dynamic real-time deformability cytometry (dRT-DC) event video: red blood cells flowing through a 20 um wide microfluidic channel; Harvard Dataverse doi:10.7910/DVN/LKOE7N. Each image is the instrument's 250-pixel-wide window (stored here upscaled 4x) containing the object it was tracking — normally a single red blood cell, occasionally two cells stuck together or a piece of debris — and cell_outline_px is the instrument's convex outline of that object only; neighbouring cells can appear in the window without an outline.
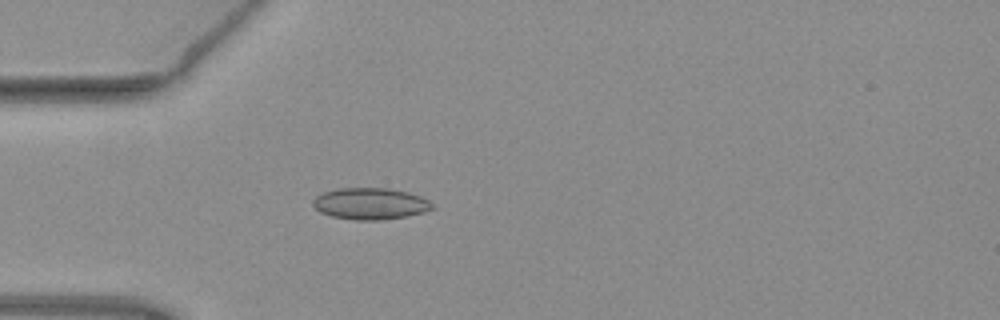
{"species": "common noctule bat (a hibernating species)", "species_latin": "Nyctalus noctula", "temperature_condition": "warm", "stored_images_in_passage": 39, "camera_frame_rate_fps": 3000, "um_per_image_px": 0.085, "animal": {"sex": "female", "body_mass_g": 19.3, "forearm_length_mm": 54.1}, "frame": {"image": 1, "passage_image": 3, "time_ms": 0.667, "image_size_px": [1000, 320], "cell_outline_px": [[436, 208], [424, 212], [408, 216], [380, 220], [356, 220], [332, 216], [320, 212], [312, 204], [312, 200], [316, 196], [324, 192], [340, 188], [388, 188], [408, 192], [420, 196], [428, 200]], "centroid_in_image_um": [31.49, 17.31], "position_along_channel_um": 53.5, "area_um2": 21.96}}
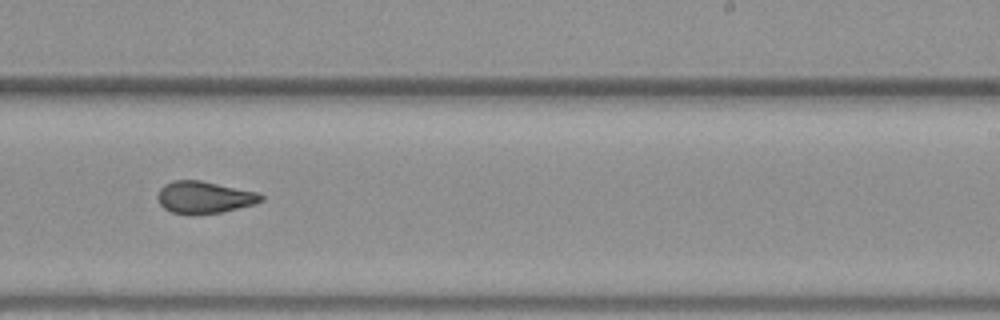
{"frame": {"image": 2, "passage_image": 20, "time_ms": 6.333, "image_size_px": [1000, 320], "cell_outline_px": [[264, 200], [256, 204], [220, 212], [192, 216], [172, 212], [164, 208], [160, 204], [156, 196], [160, 188], [164, 184], [172, 180], [200, 180], [256, 192], [264, 196]], "centroid_in_image_um": [17.33, 16.78], "position_along_channel_um": 271.7, "area_um2": 19.54}}
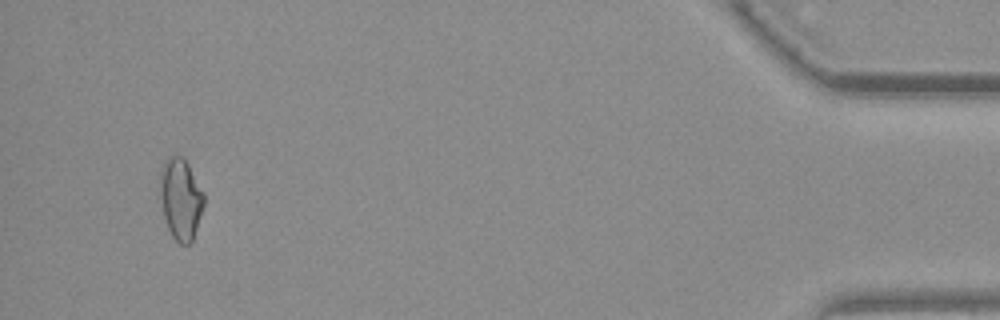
{"frame": {"image": 3, "passage_image": 37, "time_ms": 12.0, "image_size_px": [1000, 320], "cell_outline_px": [[204, 204], [192, 240], [188, 244], [180, 244], [172, 236], [168, 228], [164, 216], [160, 192], [160, 176], [164, 164], [168, 156], [180, 156], [188, 164], [204, 192]], "centroid_in_image_um": [15.37, 16.91], "position_along_channel_um": 419.8, "area_um2": 20.35}, "authors_computed_cell_mechanics": {"area_um2": 19.7676, "velocity_mm_per_s": 3.9888, "shape_relaxation_time_tau1_ms": null, "shape_relaxation_time_tau2_ms": 2.2027, "deformation_change_tau1": null, "deformation_change_tau2": 0.074}}